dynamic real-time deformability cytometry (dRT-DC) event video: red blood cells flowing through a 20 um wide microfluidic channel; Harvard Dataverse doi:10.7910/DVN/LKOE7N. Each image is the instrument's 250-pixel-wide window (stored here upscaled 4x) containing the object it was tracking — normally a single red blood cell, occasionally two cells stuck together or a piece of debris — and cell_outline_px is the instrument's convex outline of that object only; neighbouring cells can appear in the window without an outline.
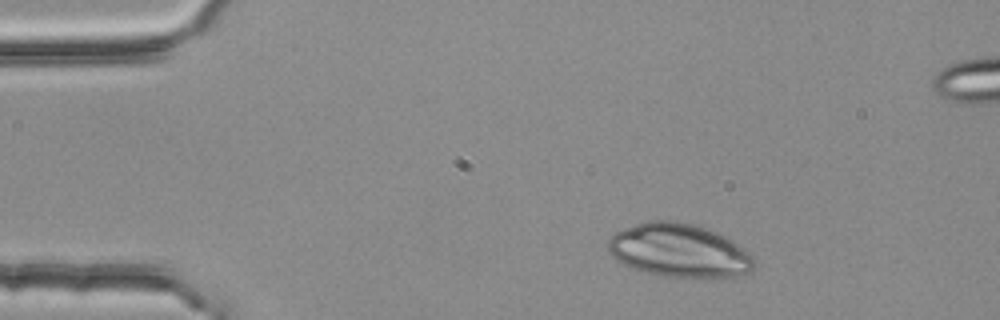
{"species": "common noctule bat (a hibernating species)", "species_latin": "Nyctalus noctula", "temperature_condition": "room temperature", "stored_images_in_passage": 4, "camera_frame_rate_fps": 3000, "um_per_image_px": 0.085, "animal": {"sex": "female", "body_mass_g": 25.1}, "frame": {"image": 1, "passage_image": 1, "time_ms": 0.0, "image_size_px": [1000, 320], "cell_outline_px": [[756, 260], [752, 268], [748, 272], [732, 276], [660, 276], [644, 272], [624, 264], [616, 260], [608, 252], [608, 240], [616, 232], [624, 228], [648, 220], [672, 220], [692, 224], [716, 232], [732, 240], [748, 252]], "centroid_in_image_um": [57.68, 21.27], "position_along_channel_um": 27.3, "area_um2": 44.97}}